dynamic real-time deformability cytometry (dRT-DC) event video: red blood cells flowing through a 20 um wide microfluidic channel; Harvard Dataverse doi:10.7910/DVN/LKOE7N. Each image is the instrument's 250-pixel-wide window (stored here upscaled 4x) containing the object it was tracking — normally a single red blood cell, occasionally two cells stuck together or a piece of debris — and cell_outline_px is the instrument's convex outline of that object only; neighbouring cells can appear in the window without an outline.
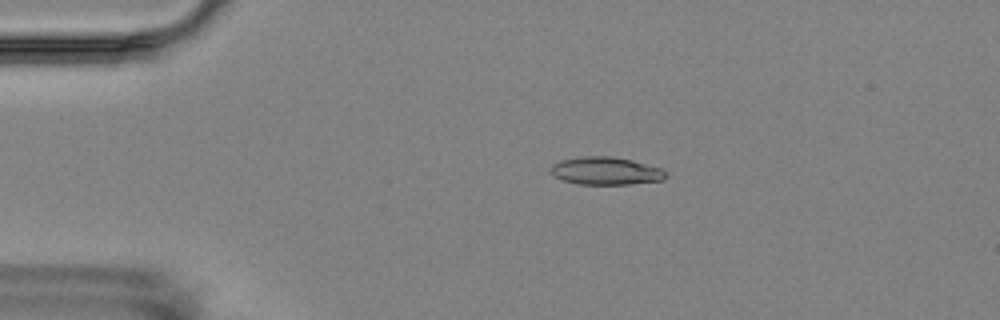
{"species": "Egyptian fruit bat (a non-hibernating species)", "species_latin": "Rousettus aegyptiacus", "temperature_condition": "room temperature", "stored_images_in_passage": 15, "camera_frame_rate_fps": 3000, "um_per_image_px": 0.085, "animal": {"sex": "female"}, "frame": {"image": 1, "passage_image": 3, "time_ms": 2.333, "image_size_px": [1000, 320], "cell_outline_px": [[668, 176], [664, 180], [628, 184], [576, 184], [552, 176], [548, 172], [552, 164], [560, 160], [580, 156], [612, 156], [632, 160], [660, 168], [668, 172]], "centroid_in_image_um": [51.46, 14.52], "position_along_channel_um": 33.5, "area_um2": 18.9}}
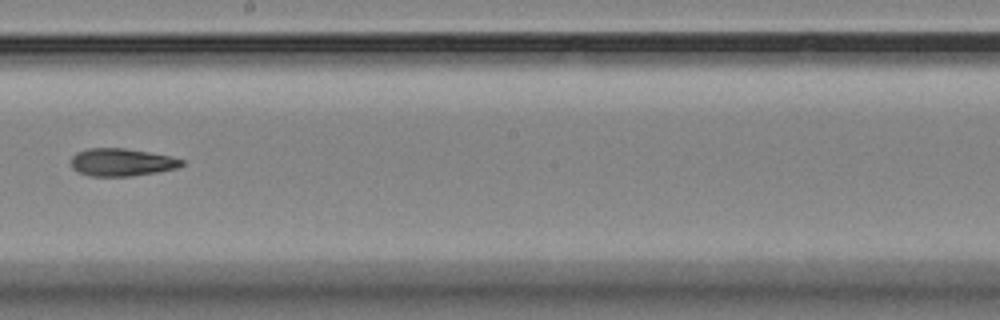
{"frame": {"image": 2, "passage_image": 9, "time_ms": 9.333, "image_size_px": [1000, 320], "cell_outline_px": [[184, 164], [176, 168], [156, 172], [132, 176], [88, 176], [72, 168], [72, 156], [76, 152], [88, 148], [124, 148], [148, 152], [168, 156], [184, 160]], "centroid_in_image_um": [10.32, 13.79], "position_along_channel_um": 237.9, "area_um2": 17.69}}
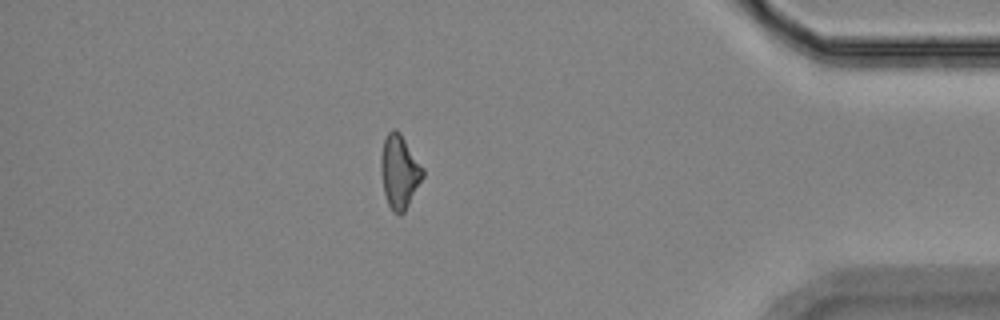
{"frame": {"image": 3, "passage_image": 14, "time_ms": 15.0, "image_size_px": [1000, 320], "cell_outline_px": [[424, 176], [404, 212], [400, 216], [392, 212], [388, 204], [384, 192], [380, 172], [380, 156], [384, 140], [388, 132], [392, 128], [396, 128], [400, 132], [424, 168]], "centroid_in_image_um": [33.94, 14.58], "position_along_channel_um": 401.3, "area_um2": 18.15}, "authors_computed_cell_mechanics": {"area_um2": 18.0914, "velocity_mm_per_s": 3.5358, "shape_relaxation_time_tau1_ms": 7.9552, "shape_relaxation_time_tau2_ms": 8.8632, "deformation_change_tau1": 0.1537, "deformation_change_tau2": 0.1939}}